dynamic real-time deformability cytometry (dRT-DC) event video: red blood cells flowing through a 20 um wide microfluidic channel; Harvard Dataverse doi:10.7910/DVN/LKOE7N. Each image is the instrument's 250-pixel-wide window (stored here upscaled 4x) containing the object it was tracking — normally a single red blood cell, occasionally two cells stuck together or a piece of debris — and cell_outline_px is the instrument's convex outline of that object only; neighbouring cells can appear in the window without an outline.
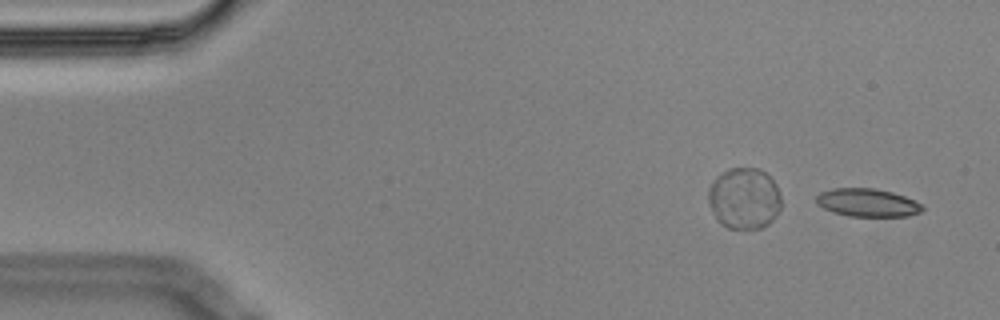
{"species": "Egyptian fruit bat (a non-hibernating species)", "species_latin": "Rousettus aegyptiacus", "temperature_condition": "cold", "stored_images_in_passage": 10, "camera_frame_rate_fps": 3000, "um_per_image_px": 0.085, "animal": {"sex": "male"}, "frame": {"image": 1, "passage_image": 1, "time_ms": 0.0, "image_size_px": [1000, 320], "cell_outline_px": [[924, 208], [920, 212], [908, 216], [848, 216], [832, 212], [816, 204], [816, 196], [820, 192], [832, 188], [876, 188], [892, 192], [916, 200]], "centroid_in_image_um": [73.71, 17.22], "position_along_channel_um": 11.3, "area_um2": 17.46}}
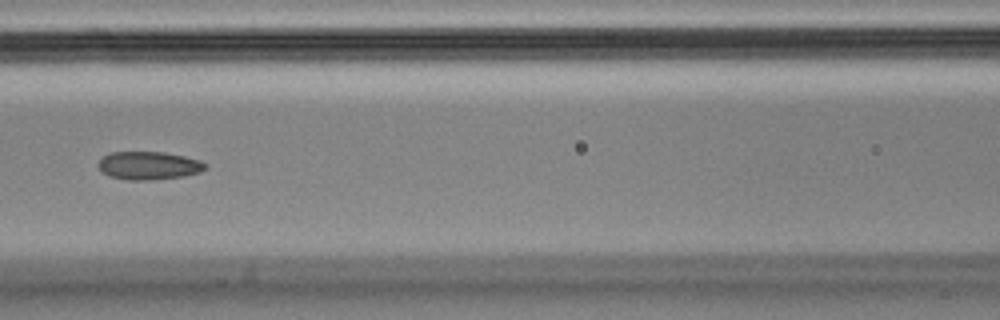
{"frame": {"image": 2, "passage_image": 7, "time_ms": 2.0, "image_size_px": [1000, 320], "cell_outline_px": [[208, 168], [200, 172], [184, 176], [144, 180], [128, 180], [108, 176], [96, 164], [104, 156], [112, 152], [164, 152], [184, 156], [200, 160], [208, 164]], "centroid_in_image_um": [12.68, 14.07], "position_along_channel_um": 153.9, "area_um2": 17.51}}
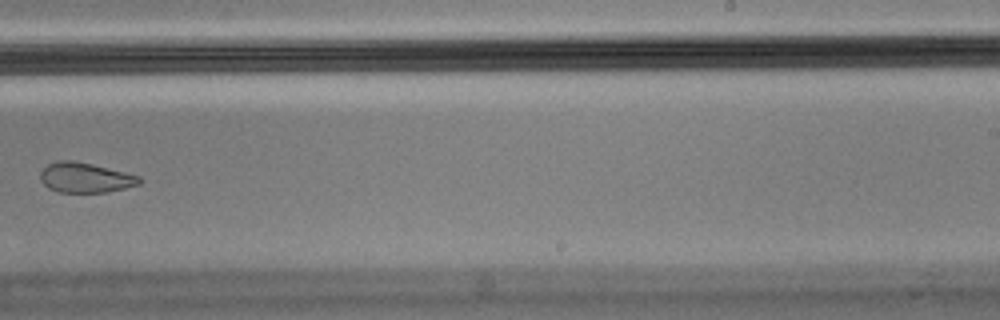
{"frame": {"image": 3, "passage_image": 10, "time_ms": 3.0, "image_size_px": [1000, 320], "cell_outline_px": [[140, 184], [124, 188], [104, 192], [60, 192], [48, 188], [40, 180], [40, 172], [48, 164], [56, 160], [72, 160], [92, 164], [140, 176]], "centroid_in_image_um": [7.21, 15.09], "position_along_channel_um": 281.8, "area_um2": 17.17}}